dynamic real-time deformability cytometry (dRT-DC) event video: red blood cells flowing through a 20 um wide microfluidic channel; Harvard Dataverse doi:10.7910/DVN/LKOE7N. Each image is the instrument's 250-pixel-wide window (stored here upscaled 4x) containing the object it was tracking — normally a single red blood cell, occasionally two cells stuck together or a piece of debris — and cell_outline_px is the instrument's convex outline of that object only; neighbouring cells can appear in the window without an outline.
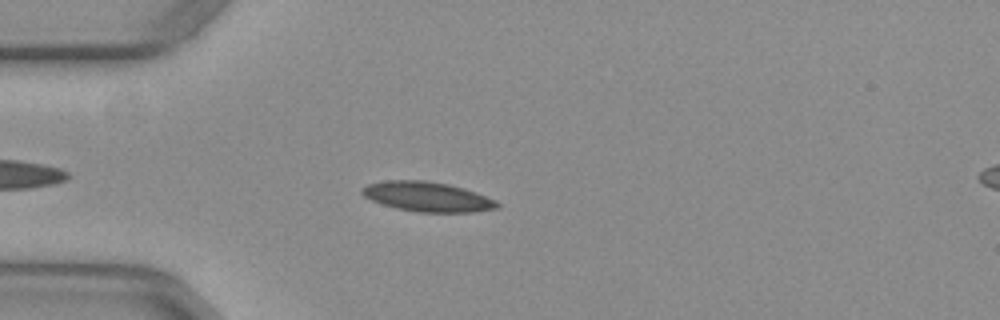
{"species": "common noctule bat (a hibernating species)", "species_latin": "Nyctalus noctula", "temperature_condition": "warm", "stored_images_in_passage": 44, "camera_frame_rate_fps": 3000, "um_per_image_px": 0.085, "animal": {"sex": "female", "body_mass_g": 29.2, "forearm_length_mm": 56.3}, "frame": {"image": 1, "passage_image": 6, "time_ms": 1.667, "image_size_px": [1000, 320], "cell_outline_px": [[500, 204], [496, 208], [472, 212], [420, 212], [396, 208], [372, 200], [364, 196], [360, 192], [360, 188], [368, 184], [384, 180], [424, 180], [448, 184], [464, 188], [476, 192], [496, 200]], "centroid_in_image_um": [36.31, 16.71], "position_along_channel_um": 48.7, "area_um2": 23.35}}
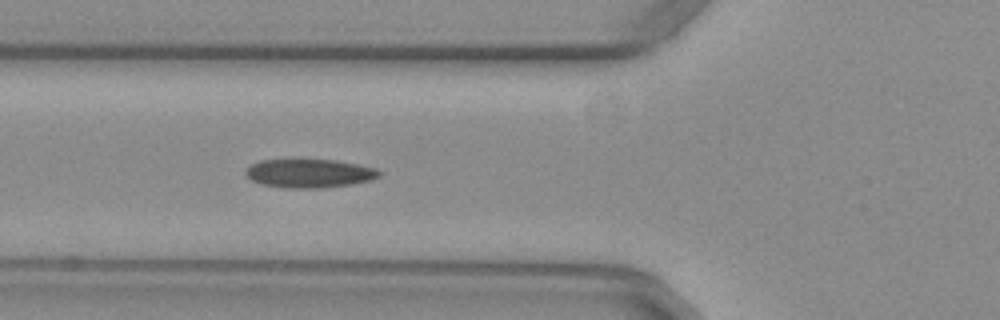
{"frame": {"image": 2, "passage_image": 11, "time_ms": 3.333, "image_size_px": [1000, 320], "cell_outline_px": [[380, 176], [372, 180], [352, 184], [320, 188], [284, 188], [260, 184], [252, 180], [244, 172], [252, 164], [260, 160], [336, 160], [376, 168], [380, 172]], "centroid_in_image_um": [26.3, 14.74], "position_along_channel_um": 99.5, "area_um2": 22.2}}
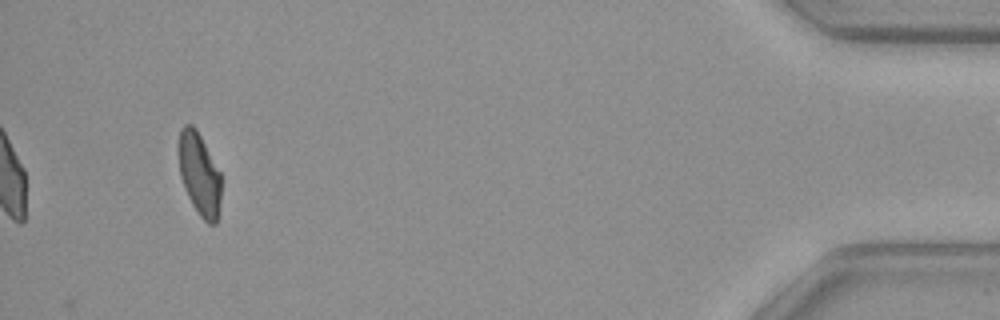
{"frame": {"image": 3, "passage_image": 41, "time_ms": 13.333, "image_size_px": [1000, 320], "cell_outline_px": [[220, 200], [216, 224], [208, 224], [200, 216], [192, 204], [184, 188], [180, 176], [176, 148], [180, 128], [184, 124], [192, 124], [196, 128], [220, 172]], "centroid_in_image_um": [16.89, 14.75], "position_along_channel_um": 418.3, "area_um2": 20.75}, "authors_computed_cell_mechanics": {"area_um2": 21.8773, "velocity_mm_per_s": 3.9478, "shape_relaxation_time_tau1_ms": null, "shape_relaxation_time_tau2_ms": 2.6162, "deformation_change_tau1": null, "deformation_change_tau2": 0.0884}}